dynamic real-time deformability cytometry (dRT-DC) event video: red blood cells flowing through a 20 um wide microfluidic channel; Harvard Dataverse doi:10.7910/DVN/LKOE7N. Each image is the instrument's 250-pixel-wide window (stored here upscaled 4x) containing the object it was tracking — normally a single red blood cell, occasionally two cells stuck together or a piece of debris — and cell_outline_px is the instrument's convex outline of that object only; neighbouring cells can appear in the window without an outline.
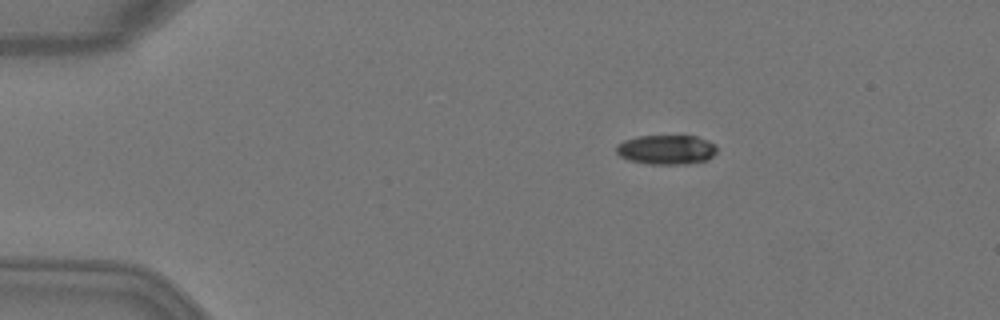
{"species": "Egyptian fruit bat (a non-hibernating species)", "species_latin": "Rousettus aegyptiacus", "temperature_condition": "warm", "stored_images_in_passage": 5, "camera_frame_rate_fps": 3000, "um_per_image_px": 0.085, "animal": {"sex": "female"}, "frame": {"image": 1, "passage_image": 1, "time_ms": 0.0, "image_size_px": [1000, 320], "cell_outline_px": [[716, 152], [708, 160], [688, 164], [648, 164], [628, 160], [620, 156], [616, 152], [616, 144], [624, 140], [636, 136], [696, 136], [708, 140], [716, 144]], "centroid_in_image_um": [56.64, 12.72], "position_along_channel_um": 28.4, "area_um2": 17.51}}